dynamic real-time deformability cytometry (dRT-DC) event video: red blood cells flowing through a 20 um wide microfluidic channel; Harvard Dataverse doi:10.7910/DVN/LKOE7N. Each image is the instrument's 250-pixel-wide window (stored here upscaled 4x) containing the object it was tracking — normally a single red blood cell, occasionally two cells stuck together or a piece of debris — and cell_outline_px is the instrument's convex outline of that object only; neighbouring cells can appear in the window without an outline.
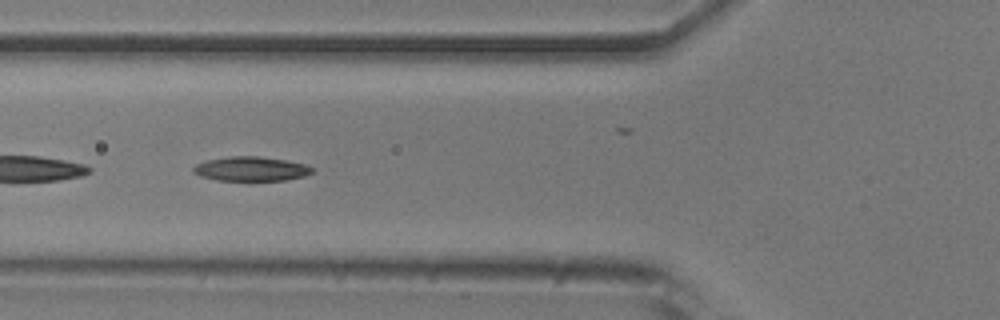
{"species": "common noctule bat (a hibernating species)", "species_latin": "Nyctalus noctula", "temperature_condition": "room temperature", "stored_images_in_passage": 51, "segment_of_instrument_passage": [2, 2], "camera_frame_rate_fps": 3000, "um_per_image_px": 0.085, "animal": {"sex": "male", "body_mass_g": 20.5, "forearm_length_mm": 52.5}, "frame": {"image": 1, "passage_image": 18, "time_ms": 5.667, "image_size_px": [1000, 320], "cell_outline_px": [[312, 172], [304, 176], [284, 180], [216, 180], [200, 176], [192, 172], [192, 168], [196, 164], [208, 160], [228, 156], [260, 156], [288, 160], [304, 164], [312, 168]], "centroid_in_image_um": [21.3, 14.34], "position_along_channel_um": 104.5, "area_um2": 16.82}}
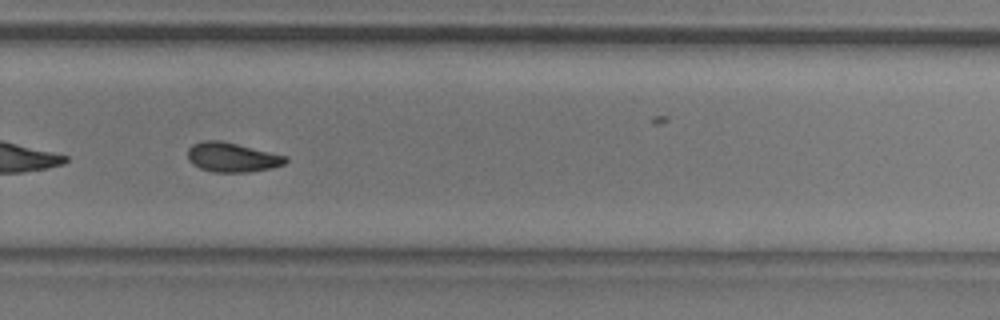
{"frame": {"image": 2, "passage_image": 34, "time_ms": 11.0, "image_size_px": [1000, 320], "cell_outline_px": [[288, 160], [284, 164], [272, 168], [248, 172], [212, 172], [200, 168], [192, 164], [188, 160], [188, 148], [192, 144], [204, 140], [220, 140], [288, 156]], "centroid_in_image_um": [19.72, 13.37], "position_along_channel_um": 310.1, "area_um2": 16.88}}
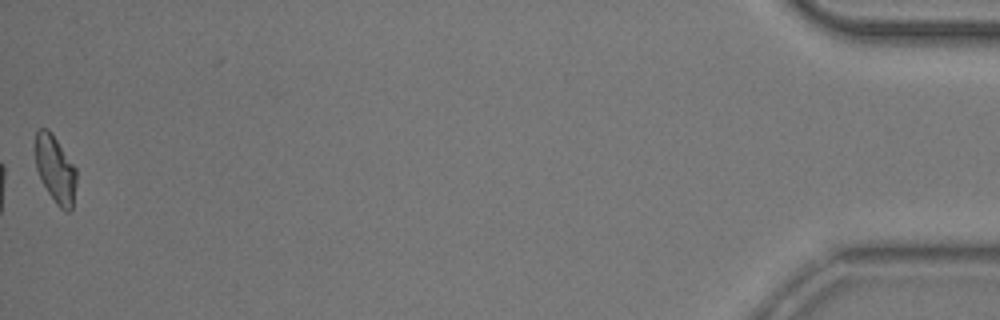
{"frame": {"image": 3, "passage_image": 51, "time_ms": 16.667, "image_size_px": [1000, 320], "cell_outline_px": [[76, 184], [72, 208], [68, 212], [64, 212], [56, 204], [48, 192], [36, 168], [36, 132], [40, 128], [48, 128], [76, 168]], "centroid_in_image_um": [4.72, 14.42], "position_along_channel_um": 430.5, "area_um2": 15.84}}